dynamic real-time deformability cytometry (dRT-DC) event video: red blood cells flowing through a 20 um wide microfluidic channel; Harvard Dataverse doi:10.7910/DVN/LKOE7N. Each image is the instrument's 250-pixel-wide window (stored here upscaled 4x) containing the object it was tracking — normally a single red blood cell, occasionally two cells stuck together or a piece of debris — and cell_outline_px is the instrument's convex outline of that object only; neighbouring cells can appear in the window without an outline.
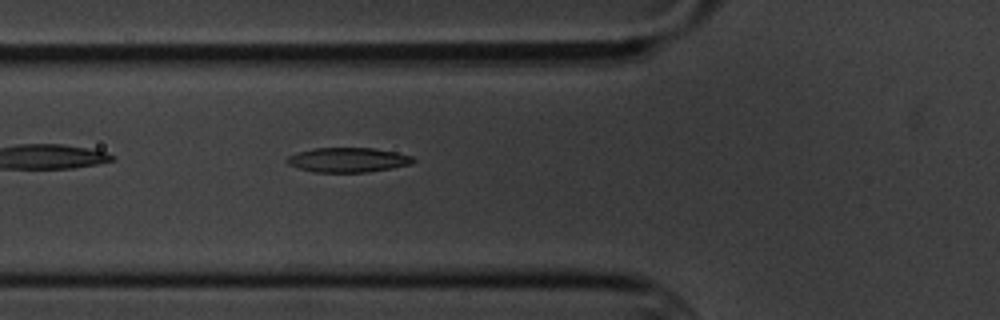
{"species": "common noctule bat (a hibernating species)", "species_latin": "Nyctalus noctula", "temperature_condition": "cold", "stored_images_in_passage": 5, "camera_frame_rate_fps": 3000, "um_per_image_px": 0.085, "animal": {"sex": "male", "body_mass_g": 20.1, "forearm_length_mm": 53.5}, "frame": {"image": 1, "passage_image": 5, "time_ms": 5.0, "image_size_px": [1000, 320], "cell_outline_px": [[416, 160], [412, 164], [392, 168], [364, 172], [312, 172], [296, 168], [288, 164], [284, 160], [288, 156], [312, 148], [372, 148], [396, 152], [412, 156]], "centroid_in_image_um": [29.56, 13.59], "position_along_channel_um": 96.2, "area_um2": 18.15}}